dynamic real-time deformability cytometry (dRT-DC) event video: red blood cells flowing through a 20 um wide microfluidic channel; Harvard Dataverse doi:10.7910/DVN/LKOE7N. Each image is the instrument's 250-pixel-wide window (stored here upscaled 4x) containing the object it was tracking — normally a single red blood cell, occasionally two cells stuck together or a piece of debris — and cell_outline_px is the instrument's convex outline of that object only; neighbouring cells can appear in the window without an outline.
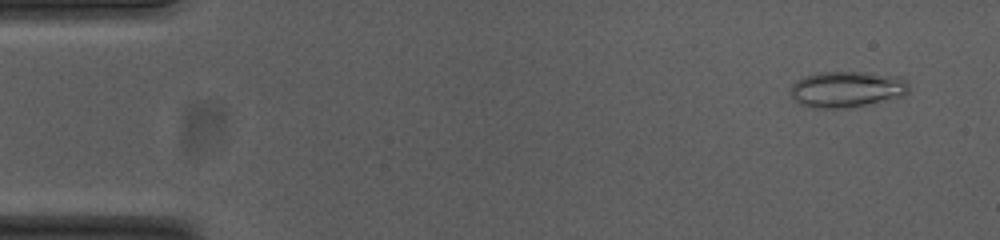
{"species": "common noctule bat (a hibernating species)", "species_latin": "Nyctalus noctula", "temperature_condition": "cold", "stored_images_in_passage": 54, "camera_frame_rate_fps": 3000, "um_per_image_px": 0.085, "animal": {"sex": "female", "body_mass_g": 23.0, "forearm_length_mm": 53.4}, "frame": {"image": 1, "passage_image": 4, "time_ms": 1.0, "image_size_px": [1000, 240], "cell_outline_px": [[908, 92], [900, 96], [864, 104], [840, 108], [820, 108], [804, 104], [796, 100], [792, 96], [792, 84], [804, 76], [816, 72], [864, 72], [900, 76], [908, 84]], "centroid_in_image_um": [71.98, 7.55], "position_along_channel_um": 13.0, "area_um2": 24.22}}
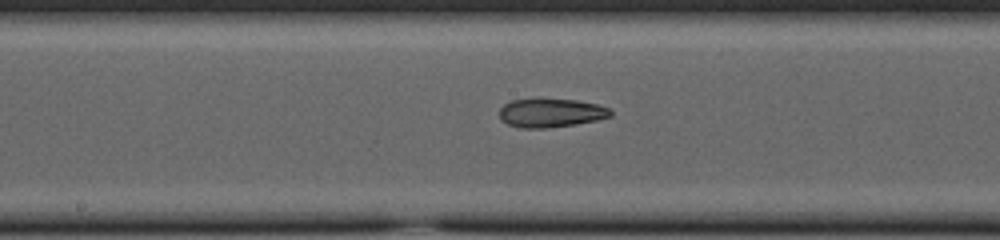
{"frame": {"image": 2, "passage_image": 28, "time_ms": 9.0, "image_size_px": [1000, 240], "cell_outline_px": [[612, 116], [596, 120], [576, 124], [548, 128], [520, 128], [508, 124], [500, 120], [500, 108], [504, 104], [512, 100], [536, 96], [576, 100], [596, 104], [608, 108], [612, 112]], "centroid_in_image_um": [46.78, 9.56], "position_along_channel_um": 201.4, "area_um2": 19.25}}
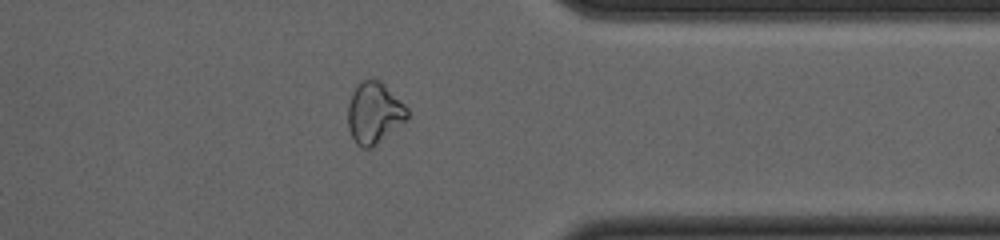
{"frame": {"image": 3, "passage_image": 43, "time_ms": 14.0, "image_size_px": [1000, 240], "cell_outline_px": [[408, 120], [372, 148], [360, 148], [356, 144], [348, 128], [348, 104], [352, 92], [360, 80], [380, 80], [408, 108]], "centroid_in_image_um": [31.81, 9.62], "position_along_channel_um": 379.6, "area_um2": 21.39}}